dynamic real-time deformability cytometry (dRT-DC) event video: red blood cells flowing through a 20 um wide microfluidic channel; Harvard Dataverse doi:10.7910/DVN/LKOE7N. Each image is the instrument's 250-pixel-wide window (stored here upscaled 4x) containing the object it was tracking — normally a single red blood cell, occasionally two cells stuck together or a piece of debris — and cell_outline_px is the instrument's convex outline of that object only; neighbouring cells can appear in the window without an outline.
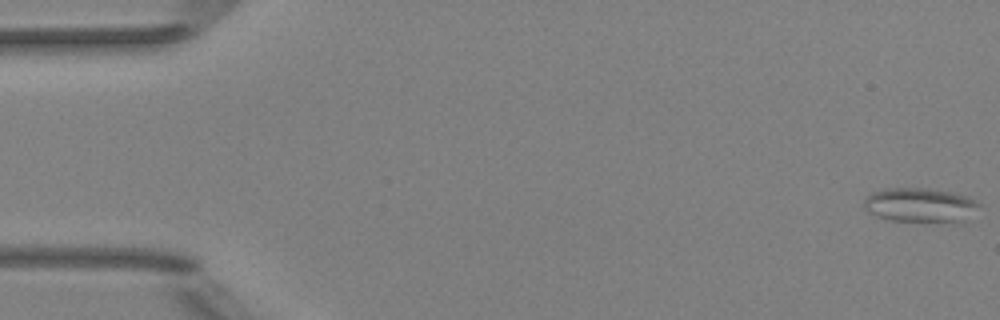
{"species": "Egyptian fruit bat (a non-hibernating species)", "species_latin": "Rousettus aegyptiacus", "temperature_condition": "room temperature", "stored_images_in_passage": 7, "camera_frame_rate_fps": 3000, "um_per_image_px": 0.085, "animal": {"sex": "female"}, "frame": {"image": 1, "passage_image": 1, "time_ms": 0.0, "image_size_px": [1000, 320], "cell_outline_px": [[980, 204], [960, 224], [892, 220], [876, 216], [868, 212], [864, 208], [864, 200], [872, 192], [884, 188], [928, 188], [952, 192], [968, 196], [976, 200]], "centroid_in_image_um": [78.22, 17.45], "position_along_channel_um": 6.8, "area_um2": 23.41}}
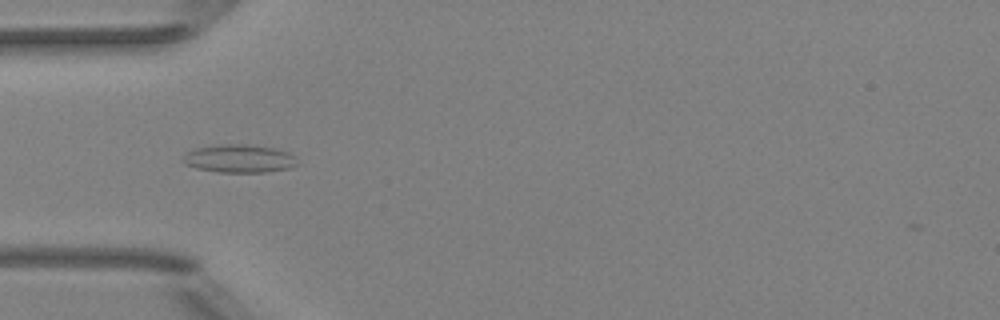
{"frame": {"image": 2, "passage_image": 5, "time_ms": 5.333, "image_size_px": [1000, 320], "cell_outline_px": [[296, 164], [288, 168], [268, 172], [216, 172], [196, 168], [184, 164], [184, 156], [188, 152], [196, 148], [224, 144], [244, 144], [276, 148], [288, 152], [292, 156]], "centroid_in_image_um": [20.31, 13.48], "position_along_channel_um": 64.7, "area_um2": 18.44}}
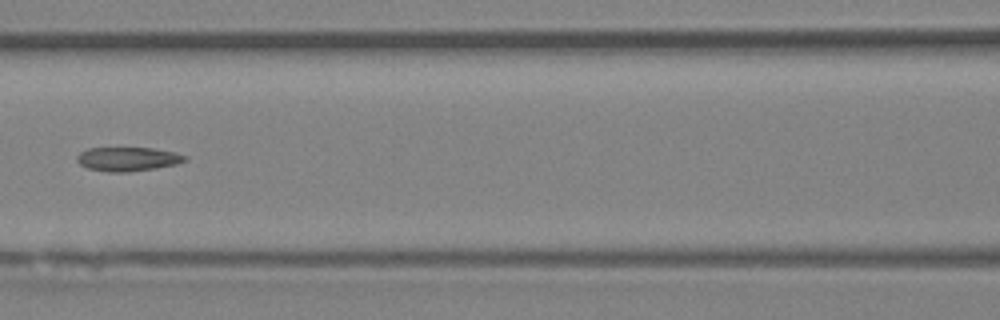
{"frame": {"image": 3, "passage_image": 7, "time_ms": 7.667, "image_size_px": [1000, 320], "cell_outline_px": [[188, 160], [176, 164], [156, 168], [128, 172], [108, 172], [88, 168], [80, 164], [76, 160], [76, 156], [80, 152], [88, 148], [152, 148], [176, 152], [188, 156]], "centroid_in_image_um": [10.88, 13.52], "position_along_channel_um": 155.7, "area_um2": 15.2}}